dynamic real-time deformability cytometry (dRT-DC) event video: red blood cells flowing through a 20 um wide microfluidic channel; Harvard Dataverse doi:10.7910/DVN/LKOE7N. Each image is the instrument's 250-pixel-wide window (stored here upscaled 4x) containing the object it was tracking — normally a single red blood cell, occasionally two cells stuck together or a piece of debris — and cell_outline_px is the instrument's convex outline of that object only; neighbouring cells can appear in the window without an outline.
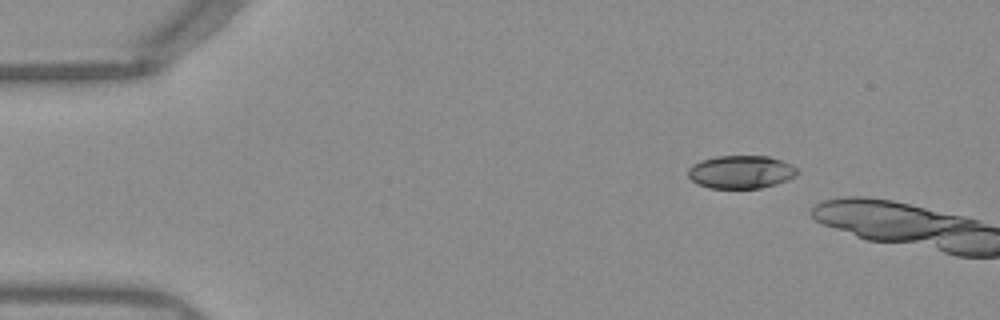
{"species": "Egyptian fruit bat (a non-hibernating species)", "species_latin": "Rousettus aegyptiacus", "temperature_condition": "warm", "stored_images_in_passage": 9, "camera_frame_rate_fps": 3000, "um_per_image_px": 0.085, "frame": {"image": 1, "passage_image": 6, "time_ms": 1.667, "image_size_px": [1000, 320], "cell_outline_px": [[800, 172], [796, 176], [788, 180], [776, 184], [760, 188], [708, 188], [692, 180], [688, 176], [688, 168], [692, 164], [700, 160], [716, 156], [768, 156], [780, 160], [796, 168]], "centroid_in_image_um": [62.97, 14.61], "position_along_channel_um": 22.0, "area_um2": 21.04}}